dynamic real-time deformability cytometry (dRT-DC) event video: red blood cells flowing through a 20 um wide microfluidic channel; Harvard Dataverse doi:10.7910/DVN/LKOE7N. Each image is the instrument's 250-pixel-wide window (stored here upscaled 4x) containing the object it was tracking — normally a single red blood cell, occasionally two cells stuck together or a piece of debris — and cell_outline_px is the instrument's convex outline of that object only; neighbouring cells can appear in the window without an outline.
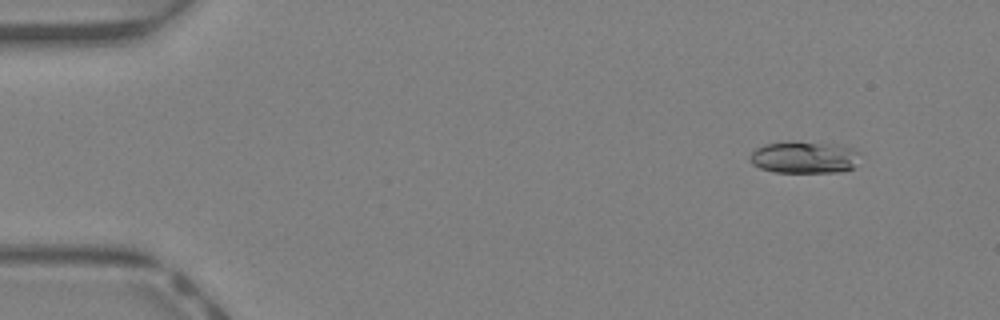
{"species": "Egyptian fruit bat (a non-hibernating species)", "species_latin": "Rousettus aegyptiacus", "temperature_condition": "warm", "stored_images_in_passage": 45, "camera_frame_rate_fps": 3000, "um_per_image_px": 0.085, "animal": {"sex": "female"}, "frame": {"image": 1, "passage_image": 4, "time_ms": 1.0, "image_size_px": [1000, 320], "cell_outline_px": [[860, 152], [852, 168], [840, 172], [776, 172], [760, 168], [752, 164], [748, 156], [756, 148], [764, 144], [836, 144], [852, 148]], "centroid_in_image_um": [68.35, 13.41], "position_along_channel_um": 16.7, "area_um2": 19.71}}
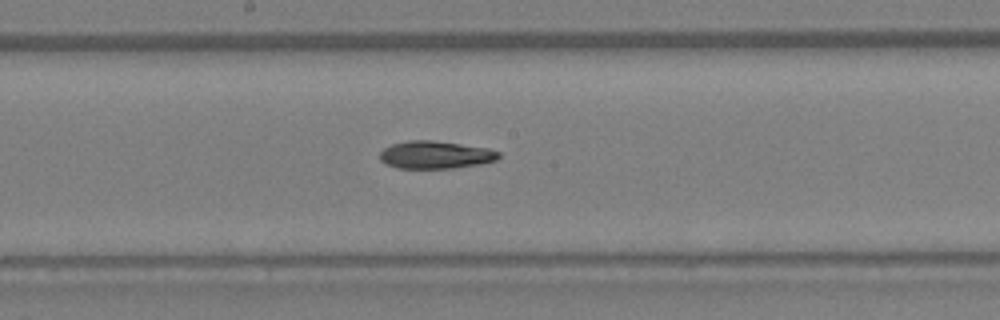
{"frame": {"image": 2, "passage_image": 24, "time_ms": 7.667, "image_size_px": [1000, 320], "cell_outline_px": [[500, 156], [496, 160], [480, 164], [452, 168], [396, 168], [380, 160], [380, 152], [384, 148], [392, 144], [408, 140], [432, 140], [488, 148], [500, 152]], "centroid_in_image_um": [37.01, 13.16], "position_along_channel_um": 211.2, "area_um2": 19.07}}
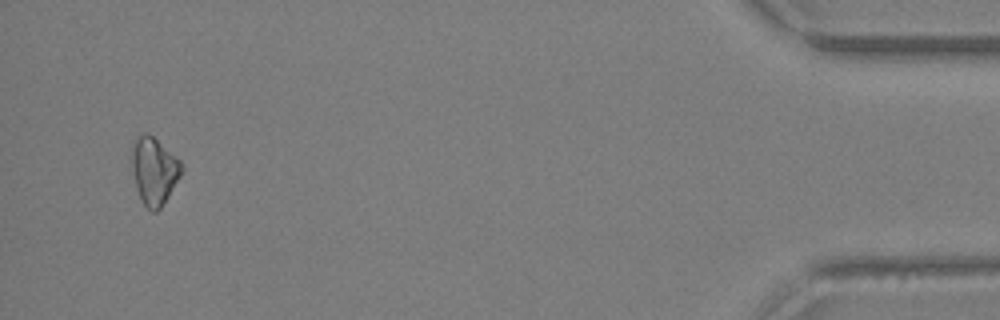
{"frame": {"image": 3, "passage_image": 43, "time_ms": 14.0, "image_size_px": [1000, 320], "cell_outline_px": [[184, 168], [180, 176], [168, 196], [160, 208], [156, 212], [152, 212], [144, 204], [136, 188], [132, 172], [132, 140], [136, 136], [144, 132], [148, 132], [180, 160], [184, 164]], "centroid_in_image_um": [13.09, 14.48], "position_along_channel_um": 422.1, "area_um2": 19.54}, "authors_computed_cell_mechanics": {"area_um2": 19.1318, "velocity_mm_per_s": 4.6044, "shape_relaxation_time_tau1_ms": 6.4538, "shape_relaxation_time_tau2_ms": 5.0608, "deformation_change_tau1": 0.1699, "deformation_change_tau2": 0.127}}